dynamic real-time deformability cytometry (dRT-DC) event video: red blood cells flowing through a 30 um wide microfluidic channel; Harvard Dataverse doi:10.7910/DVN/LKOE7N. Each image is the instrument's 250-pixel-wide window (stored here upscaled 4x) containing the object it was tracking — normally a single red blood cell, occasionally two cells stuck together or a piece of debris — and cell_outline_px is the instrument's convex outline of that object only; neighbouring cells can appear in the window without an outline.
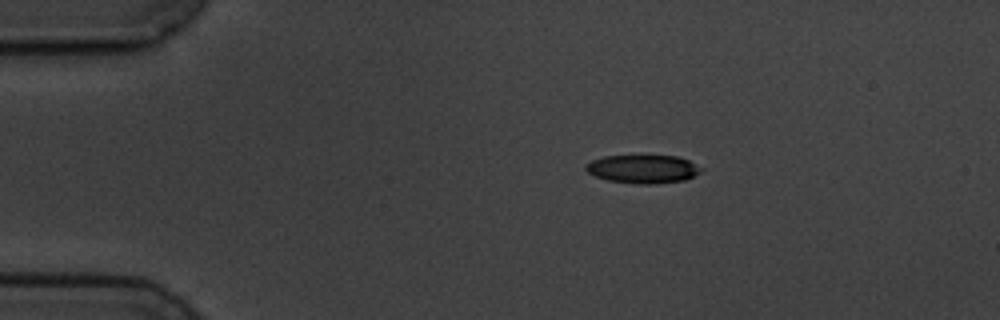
{"species": "common noctule bat (a hibernating species)", "species_latin": "Nyctalus noctula", "temperature_condition": "cold", "stored_images_in_passage": 4, "camera_frame_rate_fps": 3000, "um_per_image_px": 0.085, "animal": {"sex": "male", "body_mass_g": 19.5, "forearm_length_mm": 54.6}, "frame": {"image": 1, "passage_image": 3, "time_ms": 2.667, "image_size_px": [1000, 320], "cell_outline_px": [[704, 168], [700, 172], [684, 180], [652, 184], [636, 184], [608, 180], [596, 176], [588, 172], [584, 168], [592, 160], [604, 156], [676, 156], [688, 160]], "centroid_in_image_um": [54.66, 14.37], "position_along_channel_um": 30.3, "area_um2": 18.84}}